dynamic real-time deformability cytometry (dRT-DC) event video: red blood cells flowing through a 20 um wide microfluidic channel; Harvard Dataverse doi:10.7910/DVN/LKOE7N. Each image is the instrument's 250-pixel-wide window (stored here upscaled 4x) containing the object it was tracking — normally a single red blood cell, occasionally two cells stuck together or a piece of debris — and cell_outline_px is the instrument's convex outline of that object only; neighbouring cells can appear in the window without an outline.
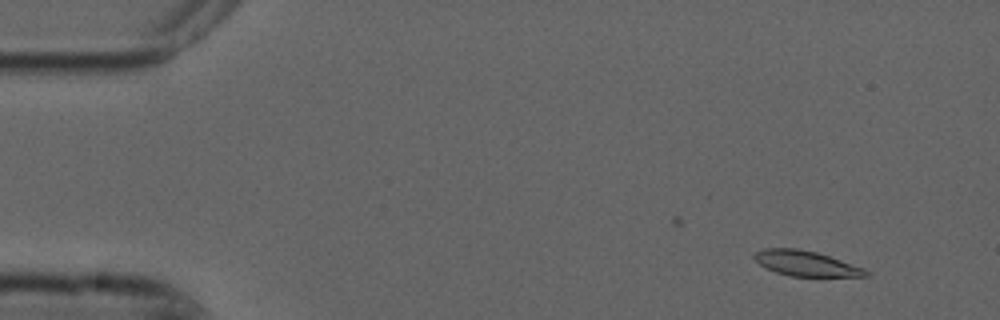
{"species": "common noctule bat (a hibernating species)", "species_latin": "Nyctalus noctula", "temperature_condition": "cold", "stored_images_in_passage": 5, "camera_frame_rate_fps": 3000, "um_per_image_px": 0.085, "animal": {"sex": "male", "forearm_length_mm": 52.5}, "frame": {"image": 1, "passage_image": 2, "time_ms": 0.333, "image_size_px": [1000, 320], "cell_outline_px": [[868, 276], [788, 276], [776, 272], [760, 264], [752, 256], [756, 252], [764, 248], [796, 248], [816, 252], [864, 268], [868, 272]], "centroid_in_image_um": [68.47, 22.39], "position_along_channel_um": 16.5, "area_um2": 16.07}}
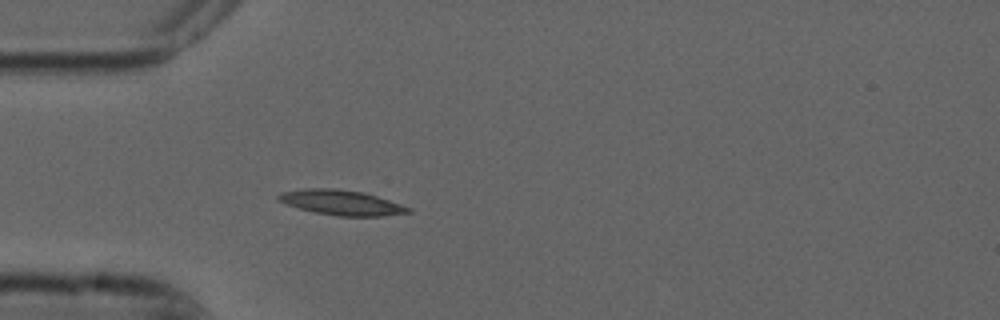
{"frame": {"image": 2, "passage_image": 5, "time_ms": 1.333, "image_size_px": [1000, 320], "cell_outline_px": [[412, 212], [380, 216], [336, 216], [316, 212], [300, 208], [276, 200], [276, 196], [280, 192], [304, 188], [336, 188], [360, 192], [376, 196], [412, 208]], "centroid_in_image_um": [28.99, 17.21], "position_along_channel_um": 56.0, "area_um2": 18.79}}